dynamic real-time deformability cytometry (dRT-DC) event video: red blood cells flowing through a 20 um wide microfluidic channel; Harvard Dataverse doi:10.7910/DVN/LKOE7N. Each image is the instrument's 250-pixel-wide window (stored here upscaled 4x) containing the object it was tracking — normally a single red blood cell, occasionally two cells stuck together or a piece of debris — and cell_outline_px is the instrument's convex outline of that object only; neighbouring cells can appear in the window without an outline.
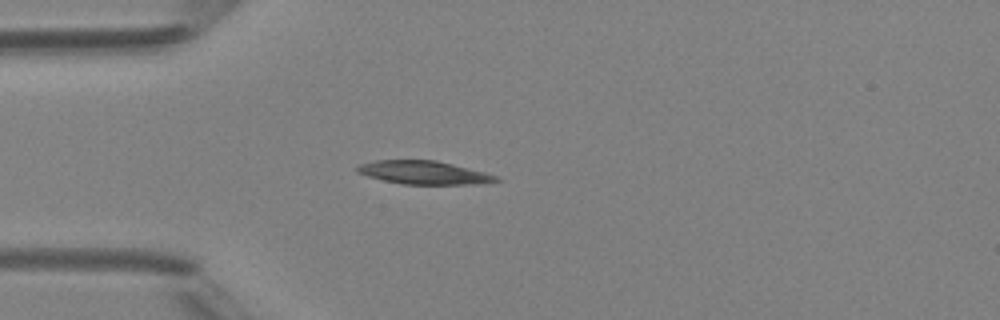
{"species": "Egyptian fruit bat (a non-hibernating species)", "species_latin": "Rousettus aegyptiacus", "temperature_condition": "room temperature", "stored_images_in_passage": 3, "camera_frame_rate_fps": 3000, "um_per_image_px": 0.085, "animal": {"sex": "female"}, "frame": {"image": 1, "passage_image": 3, "time_ms": 3.333, "image_size_px": [1000, 320], "cell_outline_px": [[500, 180], [476, 184], [404, 184], [384, 180], [368, 176], [356, 172], [356, 168], [360, 164], [376, 160], [436, 160], [484, 172], [496, 176]], "centroid_in_image_um": [35.99, 14.66], "position_along_channel_um": 49.0, "area_um2": 18.55}}